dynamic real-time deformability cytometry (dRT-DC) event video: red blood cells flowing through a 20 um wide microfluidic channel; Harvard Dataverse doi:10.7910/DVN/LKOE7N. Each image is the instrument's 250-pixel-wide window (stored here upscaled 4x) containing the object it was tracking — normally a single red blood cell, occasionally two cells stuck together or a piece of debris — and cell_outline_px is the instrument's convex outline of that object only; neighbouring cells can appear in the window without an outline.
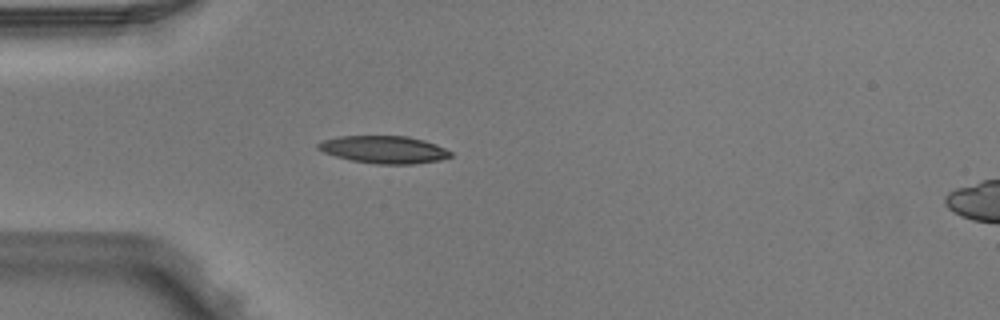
{"species": "Egyptian fruit bat (a non-hibernating species)", "species_latin": "Rousettus aegyptiacus", "temperature_condition": "warm", "stored_images_in_passage": 5, "segment_of_instrument_passage": [1, 2], "camera_frame_rate_fps": 3000, "um_per_image_px": 0.085, "animal": {"sex": "male"}, "frame": {"image": 1, "passage_image": 4, "time_ms": 1.0, "image_size_px": [1000, 320], "cell_outline_px": [[452, 156], [440, 160], [412, 164], [376, 164], [352, 160], [336, 156], [324, 152], [316, 148], [316, 144], [324, 140], [340, 136], [408, 136], [424, 140], [436, 144], [452, 152]], "centroid_in_image_um": [32.65, 12.71], "position_along_channel_um": 52.3, "area_um2": 21.15}}